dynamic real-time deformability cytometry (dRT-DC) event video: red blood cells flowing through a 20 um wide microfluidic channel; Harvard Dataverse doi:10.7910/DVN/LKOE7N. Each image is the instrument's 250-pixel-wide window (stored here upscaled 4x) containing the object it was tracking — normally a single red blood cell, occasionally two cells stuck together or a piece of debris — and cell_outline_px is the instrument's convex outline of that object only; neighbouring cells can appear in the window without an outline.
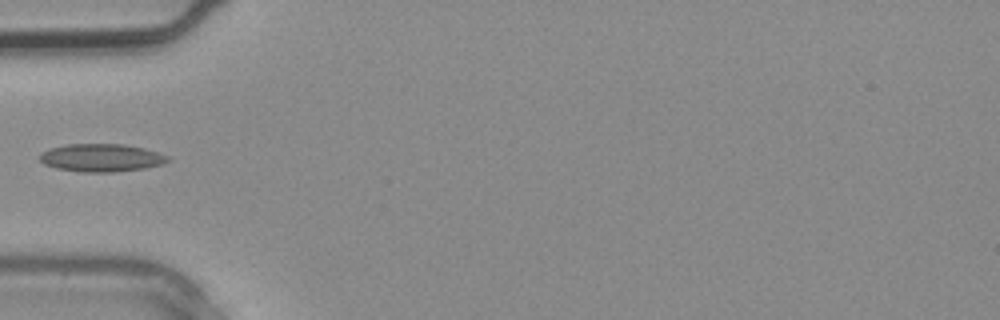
{"species": "common noctule bat (a hibernating species)", "species_latin": "Nyctalus noctula", "temperature_condition": "warm", "stored_images_in_passage": 2, "camera_frame_rate_fps": 3000, "um_per_image_px": 0.085, "animal": {"sex": "male", "body_mass_g": 20.4}, "frame": {"image": 1, "passage_image": 2, "time_ms": 0.333, "image_size_px": [1000, 320], "cell_outline_px": [[172, 160], [164, 164], [144, 168], [112, 172], [80, 172], [56, 168], [44, 164], [40, 160], [40, 156], [44, 152], [52, 148], [68, 144], [120, 144], [144, 148], [168, 156]], "centroid_in_image_um": [8.65, 13.42], "position_along_channel_um": 76.3, "area_um2": 20.63}}